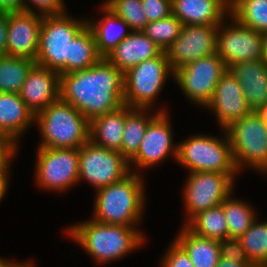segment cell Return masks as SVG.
Listing matches in <instances>:
<instances>
[{"mask_svg": "<svg viewBox=\"0 0 267 267\" xmlns=\"http://www.w3.org/2000/svg\"><path fill=\"white\" fill-rule=\"evenodd\" d=\"M60 99L91 121L124 105V73L102 58L86 70L61 74Z\"/></svg>", "mask_w": 267, "mask_h": 267, "instance_id": "6da1fadb", "label": "cell"}, {"mask_svg": "<svg viewBox=\"0 0 267 267\" xmlns=\"http://www.w3.org/2000/svg\"><path fill=\"white\" fill-rule=\"evenodd\" d=\"M89 219L68 225L64 233L94 259L96 265L124 259L146 243V235L138 227L104 224Z\"/></svg>", "mask_w": 267, "mask_h": 267, "instance_id": "7a4b0ae2", "label": "cell"}, {"mask_svg": "<svg viewBox=\"0 0 267 267\" xmlns=\"http://www.w3.org/2000/svg\"><path fill=\"white\" fill-rule=\"evenodd\" d=\"M144 176L130 172L94 193L92 219L104 224L139 227L147 208Z\"/></svg>", "mask_w": 267, "mask_h": 267, "instance_id": "3957f363", "label": "cell"}, {"mask_svg": "<svg viewBox=\"0 0 267 267\" xmlns=\"http://www.w3.org/2000/svg\"><path fill=\"white\" fill-rule=\"evenodd\" d=\"M35 126L41 136L37 147L80 148L90 140V121L61 99L35 115Z\"/></svg>", "mask_w": 267, "mask_h": 267, "instance_id": "277c9868", "label": "cell"}, {"mask_svg": "<svg viewBox=\"0 0 267 267\" xmlns=\"http://www.w3.org/2000/svg\"><path fill=\"white\" fill-rule=\"evenodd\" d=\"M168 77L174 78V71L168 62L166 51L129 68L124 73L123 103L131 108L169 112L164 106L156 107L155 103L167 84Z\"/></svg>", "mask_w": 267, "mask_h": 267, "instance_id": "5b68a950", "label": "cell"}, {"mask_svg": "<svg viewBox=\"0 0 267 267\" xmlns=\"http://www.w3.org/2000/svg\"><path fill=\"white\" fill-rule=\"evenodd\" d=\"M193 134L178 142L176 163L192 172L238 173L232 157L228 135Z\"/></svg>", "mask_w": 267, "mask_h": 267, "instance_id": "8992f818", "label": "cell"}, {"mask_svg": "<svg viewBox=\"0 0 267 267\" xmlns=\"http://www.w3.org/2000/svg\"><path fill=\"white\" fill-rule=\"evenodd\" d=\"M225 131L238 173L248 167L267 176V126L256 111L234 121Z\"/></svg>", "mask_w": 267, "mask_h": 267, "instance_id": "52a82bcc", "label": "cell"}, {"mask_svg": "<svg viewBox=\"0 0 267 267\" xmlns=\"http://www.w3.org/2000/svg\"><path fill=\"white\" fill-rule=\"evenodd\" d=\"M87 26L86 17L72 16L68 11L43 16L39 32L36 65L66 74L68 43Z\"/></svg>", "mask_w": 267, "mask_h": 267, "instance_id": "ba28073f", "label": "cell"}, {"mask_svg": "<svg viewBox=\"0 0 267 267\" xmlns=\"http://www.w3.org/2000/svg\"><path fill=\"white\" fill-rule=\"evenodd\" d=\"M36 152L34 176L39 189L68 193L79 185V148L37 147Z\"/></svg>", "mask_w": 267, "mask_h": 267, "instance_id": "9c48e42d", "label": "cell"}, {"mask_svg": "<svg viewBox=\"0 0 267 267\" xmlns=\"http://www.w3.org/2000/svg\"><path fill=\"white\" fill-rule=\"evenodd\" d=\"M238 175L239 173H188L182 190L186 218L181 225H185L197 213L222 204L234 191Z\"/></svg>", "mask_w": 267, "mask_h": 267, "instance_id": "30bf717a", "label": "cell"}, {"mask_svg": "<svg viewBox=\"0 0 267 267\" xmlns=\"http://www.w3.org/2000/svg\"><path fill=\"white\" fill-rule=\"evenodd\" d=\"M228 70L222 58L213 55L187 63L174 71L173 80L190 104L203 109L213 97L215 87Z\"/></svg>", "mask_w": 267, "mask_h": 267, "instance_id": "8fae6325", "label": "cell"}, {"mask_svg": "<svg viewBox=\"0 0 267 267\" xmlns=\"http://www.w3.org/2000/svg\"><path fill=\"white\" fill-rule=\"evenodd\" d=\"M129 161L119 152L98 146L91 140L79 148V183L94 191L113 184L130 173Z\"/></svg>", "mask_w": 267, "mask_h": 267, "instance_id": "7c38bea8", "label": "cell"}, {"mask_svg": "<svg viewBox=\"0 0 267 267\" xmlns=\"http://www.w3.org/2000/svg\"><path fill=\"white\" fill-rule=\"evenodd\" d=\"M170 118L169 112H160L148 124L137 154L129 161L131 172L143 174V170L157 167L167 158L177 160L178 143L174 140Z\"/></svg>", "mask_w": 267, "mask_h": 267, "instance_id": "4fadbf2b", "label": "cell"}, {"mask_svg": "<svg viewBox=\"0 0 267 267\" xmlns=\"http://www.w3.org/2000/svg\"><path fill=\"white\" fill-rule=\"evenodd\" d=\"M227 68L236 63L262 59V33L243 26L228 15L218 26L217 52Z\"/></svg>", "mask_w": 267, "mask_h": 267, "instance_id": "5bb4252c", "label": "cell"}, {"mask_svg": "<svg viewBox=\"0 0 267 267\" xmlns=\"http://www.w3.org/2000/svg\"><path fill=\"white\" fill-rule=\"evenodd\" d=\"M217 30L218 26L183 25L180 35L165 50L172 70L216 53Z\"/></svg>", "mask_w": 267, "mask_h": 267, "instance_id": "9a60e30c", "label": "cell"}, {"mask_svg": "<svg viewBox=\"0 0 267 267\" xmlns=\"http://www.w3.org/2000/svg\"><path fill=\"white\" fill-rule=\"evenodd\" d=\"M204 109L214 114L221 131L252 112L236 77L229 70L218 81L213 97Z\"/></svg>", "mask_w": 267, "mask_h": 267, "instance_id": "2e32d148", "label": "cell"}, {"mask_svg": "<svg viewBox=\"0 0 267 267\" xmlns=\"http://www.w3.org/2000/svg\"><path fill=\"white\" fill-rule=\"evenodd\" d=\"M43 16L31 12H8L7 55L37 59Z\"/></svg>", "mask_w": 267, "mask_h": 267, "instance_id": "e0dca14e", "label": "cell"}, {"mask_svg": "<svg viewBox=\"0 0 267 267\" xmlns=\"http://www.w3.org/2000/svg\"><path fill=\"white\" fill-rule=\"evenodd\" d=\"M19 94L36 115L60 99L59 72L35 64L28 73Z\"/></svg>", "mask_w": 267, "mask_h": 267, "instance_id": "ac0fdd59", "label": "cell"}, {"mask_svg": "<svg viewBox=\"0 0 267 267\" xmlns=\"http://www.w3.org/2000/svg\"><path fill=\"white\" fill-rule=\"evenodd\" d=\"M172 14L183 25L219 26L230 14V1L172 0Z\"/></svg>", "mask_w": 267, "mask_h": 267, "instance_id": "d6986e66", "label": "cell"}, {"mask_svg": "<svg viewBox=\"0 0 267 267\" xmlns=\"http://www.w3.org/2000/svg\"><path fill=\"white\" fill-rule=\"evenodd\" d=\"M228 70L236 77L251 111L267 103V63L264 60L232 64Z\"/></svg>", "mask_w": 267, "mask_h": 267, "instance_id": "ffe728a7", "label": "cell"}, {"mask_svg": "<svg viewBox=\"0 0 267 267\" xmlns=\"http://www.w3.org/2000/svg\"><path fill=\"white\" fill-rule=\"evenodd\" d=\"M163 49L148 38L143 31H132L105 58L125 73L144 60L156 57Z\"/></svg>", "mask_w": 267, "mask_h": 267, "instance_id": "44dd1931", "label": "cell"}, {"mask_svg": "<svg viewBox=\"0 0 267 267\" xmlns=\"http://www.w3.org/2000/svg\"><path fill=\"white\" fill-rule=\"evenodd\" d=\"M35 126V114L18 93L0 92V131L20 144L22 136Z\"/></svg>", "mask_w": 267, "mask_h": 267, "instance_id": "7402d4cb", "label": "cell"}, {"mask_svg": "<svg viewBox=\"0 0 267 267\" xmlns=\"http://www.w3.org/2000/svg\"><path fill=\"white\" fill-rule=\"evenodd\" d=\"M99 10L101 11L102 18H87V26L94 34L99 54L105 58L132 30L103 1L99 5Z\"/></svg>", "mask_w": 267, "mask_h": 267, "instance_id": "603a6c76", "label": "cell"}, {"mask_svg": "<svg viewBox=\"0 0 267 267\" xmlns=\"http://www.w3.org/2000/svg\"><path fill=\"white\" fill-rule=\"evenodd\" d=\"M124 124L125 104L90 121V140L98 146L121 153Z\"/></svg>", "mask_w": 267, "mask_h": 267, "instance_id": "cb8c5ba5", "label": "cell"}, {"mask_svg": "<svg viewBox=\"0 0 267 267\" xmlns=\"http://www.w3.org/2000/svg\"><path fill=\"white\" fill-rule=\"evenodd\" d=\"M174 240L188 254L194 267H217L220 260L218 240L198 236L185 225L179 229Z\"/></svg>", "mask_w": 267, "mask_h": 267, "instance_id": "d4e9b609", "label": "cell"}, {"mask_svg": "<svg viewBox=\"0 0 267 267\" xmlns=\"http://www.w3.org/2000/svg\"><path fill=\"white\" fill-rule=\"evenodd\" d=\"M160 112L153 109L131 108L125 105V124L121 154L130 161L136 154L148 124Z\"/></svg>", "mask_w": 267, "mask_h": 267, "instance_id": "484cf974", "label": "cell"}, {"mask_svg": "<svg viewBox=\"0 0 267 267\" xmlns=\"http://www.w3.org/2000/svg\"><path fill=\"white\" fill-rule=\"evenodd\" d=\"M103 57L97 50L95 37L86 26L72 41L68 43V58H66V74L86 70L97 64Z\"/></svg>", "mask_w": 267, "mask_h": 267, "instance_id": "4316f807", "label": "cell"}, {"mask_svg": "<svg viewBox=\"0 0 267 267\" xmlns=\"http://www.w3.org/2000/svg\"><path fill=\"white\" fill-rule=\"evenodd\" d=\"M232 191L222 202L227 226L229 229V238H239L253 224L258 217L257 208L253 207L248 201L233 196ZM235 197V198H234Z\"/></svg>", "mask_w": 267, "mask_h": 267, "instance_id": "83f0119b", "label": "cell"}, {"mask_svg": "<svg viewBox=\"0 0 267 267\" xmlns=\"http://www.w3.org/2000/svg\"><path fill=\"white\" fill-rule=\"evenodd\" d=\"M185 226L201 237L218 241L229 238V229L222 204L197 213Z\"/></svg>", "mask_w": 267, "mask_h": 267, "instance_id": "f1b7e54d", "label": "cell"}, {"mask_svg": "<svg viewBox=\"0 0 267 267\" xmlns=\"http://www.w3.org/2000/svg\"><path fill=\"white\" fill-rule=\"evenodd\" d=\"M35 60L15 56H0V92L20 93Z\"/></svg>", "mask_w": 267, "mask_h": 267, "instance_id": "f546056e", "label": "cell"}, {"mask_svg": "<svg viewBox=\"0 0 267 267\" xmlns=\"http://www.w3.org/2000/svg\"><path fill=\"white\" fill-rule=\"evenodd\" d=\"M230 15L243 26L267 32V0H230Z\"/></svg>", "mask_w": 267, "mask_h": 267, "instance_id": "4dcf8cb0", "label": "cell"}, {"mask_svg": "<svg viewBox=\"0 0 267 267\" xmlns=\"http://www.w3.org/2000/svg\"><path fill=\"white\" fill-rule=\"evenodd\" d=\"M258 219L238 239L254 267H267V221Z\"/></svg>", "mask_w": 267, "mask_h": 267, "instance_id": "1f68e13d", "label": "cell"}, {"mask_svg": "<svg viewBox=\"0 0 267 267\" xmlns=\"http://www.w3.org/2000/svg\"><path fill=\"white\" fill-rule=\"evenodd\" d=\"M182 26V22L171 14L161 20L149 22L142 31L165 51L180 35Z\"/></svg>", "mask_w": 267, "mask_h": 267, "instance_id": "d6a6232c", "label": "cell"}, {"mask_svg": "<svg viewBox=\"0 0 267 267\" xmlns=\"http://www.w3.org/2000/svg\"><path fill=\"white\" fill-rule=\"evenodd\" d=\"M103 3L123 19L132 31H142L149 23L142 0H104Z\"/></svg>", "mask_w": 267, "mask_h": 267, "instance_id": "836d02e7", "label": "cell"}, {"mask_svg": "<svg viewBox=\"0 0 267 267\" xmlns=\"http://www.w3.org/2000/svg\"><path fill=\"white\" fill-rule=\"evenodd\" d=\"M20 144L12 137L0 131V174L10 175L11 165L18 156ZM11 172V173H10Z\"/></svg>", "mask_w": 267, "mask_h": 267, "instance_id": "e575fe53", "label": "cell"}, {"mask_svg": "<svg viewBox=\"0 0 267 267\" xmlns=\"http://www.w3.org/2000/svg\"><path fill=\"white\" fill-rule=\"evenodd\" d=\"M64 0H24V11L46 15H59L67 12Z\"/></svg>", "mask_w": 267, "mask_h": 267, "instance_id": "d590c367", "label": "cell"}, {"mask_svg": "<svg viewBox=\"0 0 267 267\" xmlns=\"http://www.w3.org/2000/svg\"><path fill=\"white\" fill-rule=\"evenodd\" d=\"M164 252L159 262L161 267H194L188 254L175 240Z\"/></svg>", "mask_w": 267, "mask_h": 267, "instance_id": "8d00e7d4", "label": "cell"}, {"mask_svg": "<svg viewBox=\"0 0 267 267\" xmlns=\"http://www.w3.org/2000/svg\"><path fill=\"white\" fill-rule=\"evenodd\" d=\"M220 257L232 259L236 262H243L246 265H252L249 261L241 241L237 238H228L219 241Z\"/></svg>", "mask_w": 267, "mask_h": 267, "instance_id": "74e56055", "label": "cell"}, {"mask_svg": "<svg viewBox=\"0 0 267 267\" xmlns=\"http://www.w3.org/2000/svg\"><path fill=\"white\" fill-rule=\"evenodd\" d=\"M148 22L161 20L172 14V0H142Z\"/></svg>", "mask_w": 267, "mask_h": 267, "instance_id": "f35d334b", "label": "cell"}, {"mask_svg": "<svg viewBox=\"0 0 267 267\" xmlns=\"http://www.w3.org/2000/svg\"><path fill=\"white\" fill-rule=\"evenodd\" d=\"M8 13L0 12V56L7 55Z\"/></svg>", "mask_w": 267, "mask_h": 267, "instance_id": "ab89813d", "label": "cell"}, {"mask_svg": "<svg viewBox=\"0 0 267 267\" xmlns=\"http://www.w3.org/2000/svg\"><path fill=\"white\" fill-rule=\"evenodd\" d=\"M24 11V0H0V12Z\"/></svg>", "mask_w": 267, "mask_h": 267, "instance_id": "60d3db41", "label": "cell"}, {"mask_svg": "<svg viewBox=\"0 0 267 267\" xmlns=\"http://www.w3.org/2000/svg\"><path fill=\"white\" fill-rule=\"evenodd\" d=\"M10 176L11 175L0 174V203L3 201V199H5V196L9 190L8 188H10Z\"/></svg>", "mask_w": 267, "mask_h": 267, "instance_id": "b9f144b4", "label": "cell"}, {"mask_svg": "<svg viewBox=\"0 0 267 267\" xmlns=\"http://www.w3.org/2000/svg\"><path fill=\"white\" fill-rule=\"evenodd\" d=\"M217 267H254L253 265H246L243 262H236L232 259H225L220 257Z\"/></svg>", "mask_w": 267, "mask_h": 267, "instance_id": "7bdbcfd3", "label": "cell"}, {"mask_svg": "<svg viewBox=\"0 0 267 267\" xmlns=\"http://www.w3.org/2000/svg\"><path fill=\"white\" fill-rule=\"evenodd\" d=\"M262 60L267 63V32L262 33Z\"/></svg>", "mask_w": 267, "mask_h": 267, "instance_id": "ee69618b", "label": "cell"}, {"mask_svg": "<svg viewBox=\"0 0 267 267\" xmlns=\"http://www.w3.org/2000/svg\"><path fill=\"white\" fill-rule=\"evenodd\" d=\"M32 259H29V261H23V262H18L15 260L10 267H36L35 263Z\"/></svg>", "mask_w": 267, "mask_h": 267, "instance_id": "f6af8a7d", "label": "cell"}, {"mask_svg": "<svg viewBox=\"0 0 267 267\" xmlns=\"http://www.w3.org/2000/svg\"><path fill=\"white\" fill-rule=\"evenodd\" d=\"M256 113L261 117L262 121L267 126V103L265 105H262Z\"/></svg>", "mask_w": 267, "mask_h": 267, "instance_id": "bcb514c9", "label": "cell"}, {"mask_svg": "<svg viewBox=\"0 0 267 267\" xmlns=\"http://www.w3.org/2000/svg\"><path fill=\"white\" fill-rule=\"evenodd\" d=\"M14 261L15 259L10 260L8 258H4L0 256V267H10Z\"/></svg>", "mask_w": 267, "mask_h": 267, "instance_id": "7dc6e473", "label": "cell"}]
</instances>
